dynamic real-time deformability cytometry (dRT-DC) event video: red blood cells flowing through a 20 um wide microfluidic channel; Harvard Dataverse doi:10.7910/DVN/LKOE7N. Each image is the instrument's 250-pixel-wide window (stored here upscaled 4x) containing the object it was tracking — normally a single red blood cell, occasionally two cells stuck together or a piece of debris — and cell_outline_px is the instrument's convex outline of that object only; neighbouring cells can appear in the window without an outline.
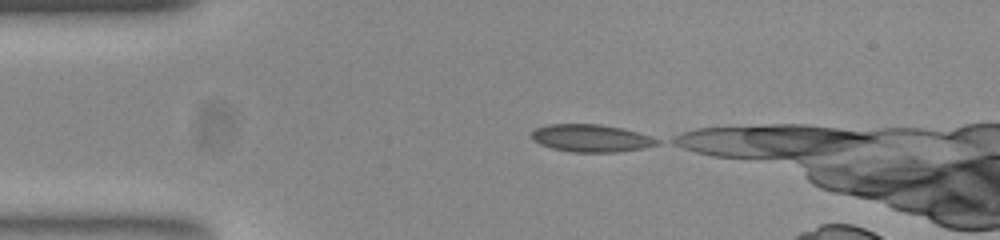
{"species": "common noctule bat (a hibernating species)", "species_latin": "Nyctalus noctula", "temperature_condition": "room temperature", "stored_images_in_passage": 13, "camera_frame_rate_fps": 3000, "um_per_image_px": 0.085, "animal": {"sex": "female", "body_mass_g": 23.0, "forearm_length_mm": 53.4}, "frame": {"image": 1, "passage_image": 1, "time_ms": 0.0, "image_size_px": [1000, 240], "cell_outline_px": [[660, 144], [644, 148], [616, 152], [572, 152], [552, 148], [540, 144], [532, 140], [532, 132], [536, 128], [548, 124], [600, 124], [624, 128], [652, 136], [660, 140]], "centroid_in_image_um": [50.28, 11.74], "position_along_channel_um": 34.7, "area_um2": 20.29}}
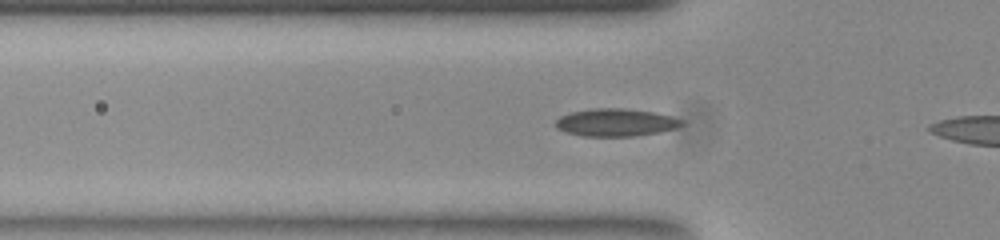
{"frame": {"image": 2, "passage_image": 7, "time_ms": 2.0, "image_size_px": [1000, 240], "cell_outline_px": [[684, 124], [676, 128], [660, 132], [632, 136], [584, 136], [564, 132], [556, 128], [556, 120], [560, 116], [572, 112], [592, 108], [624, 108], [656, 112], [672, 116], [684, 120]], "centroid_in_image_um": [52.36, 10.4], "position_along_channel_um": 73.4, "area_um2": 20.46}}
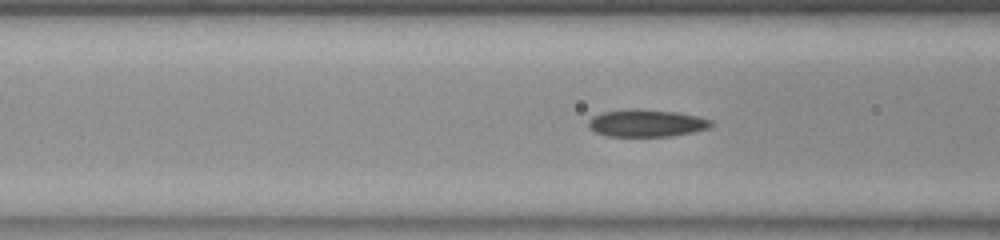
{"frame": {"image": 3, "passage_image": 10, "time_ms": 3.0, "image_size_px": [1000, 240], "cell_outline_px": [[712, 124], [708, 128], [692, 132], [672, 136], [608, 136], [596, 132], [588, 128], [588, 120], [592, 116], [600, 112], [628, 108], [640, 108], [676, 112], [696, 116], [712, 120]], "centroid_in_image_um": [54.89, 10.45], "position_along_channel_um": 111.7, "area_um2": 19.71}}